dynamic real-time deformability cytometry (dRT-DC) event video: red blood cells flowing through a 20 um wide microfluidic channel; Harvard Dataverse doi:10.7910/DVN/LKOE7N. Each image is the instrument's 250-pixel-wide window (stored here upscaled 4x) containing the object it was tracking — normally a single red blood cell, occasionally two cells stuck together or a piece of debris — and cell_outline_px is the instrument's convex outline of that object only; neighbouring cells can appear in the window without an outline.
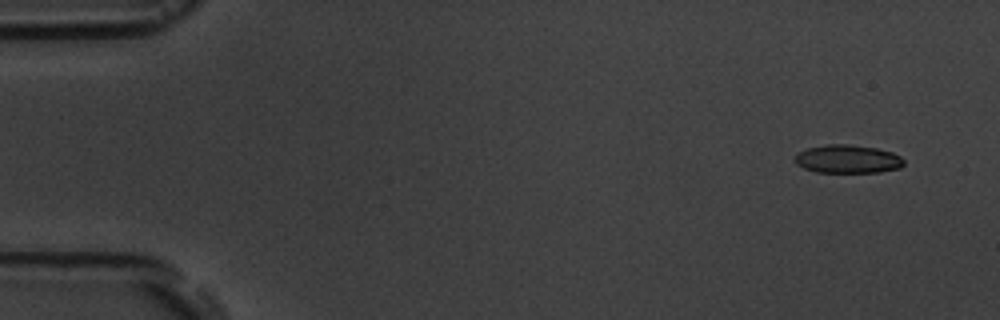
{"species": "common noctule bat (a hibernating species)", "species_latin": "Nyctalus noctula", "temperature_condition": "room temperature", "stored_images_in_passage": 10, "camera_frame_rate_fps": 3000, "um_per_image_px": 0.085, "animal": {"sex": "male", "body_mass_g": 19.5, "forearm_length_mm": 54.6}, "frame": {"image": 1, "passage_image": 1, "time_ms": 0.0, "image_size_px": [1000, 320], "cell_outline_px": [[904, 164], [900, 168], [880, 172], [816, 172], [804, 168], [796, 164], [796, 156], [800, 152], [808, 148], [828, 144], [848, 144], [876, 148], [892, 152], [900, 156], [904, 160]], "centroid_in_image_um": [72.09, 13.52], "position_along_channel_um": 12.9, "area_um2": 17.86}}
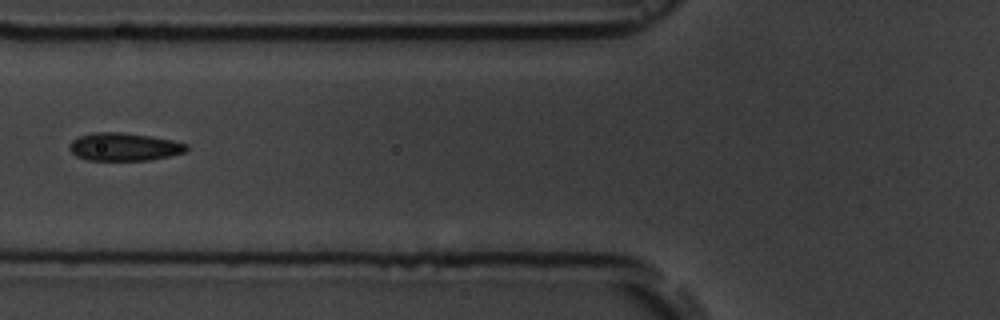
{"frame": {"image": 2, "passage_image": 6, "time_ms": 6.0, "image_size_px": [1000, 320], "cell_outline_px": [[188, 148], [184, 152], [168, 156], [148, 160], [88, 160], [76, 156], [68, 148], [68, 144], [72, 140], [80, 136], [92, 132], [120, 132], [152, 136], [172, 140], [188, 144]], "centroid_in_image_um": [10.52, 12.47], "position_along_channel_um": 115.3, "area_um2": 19.07}}
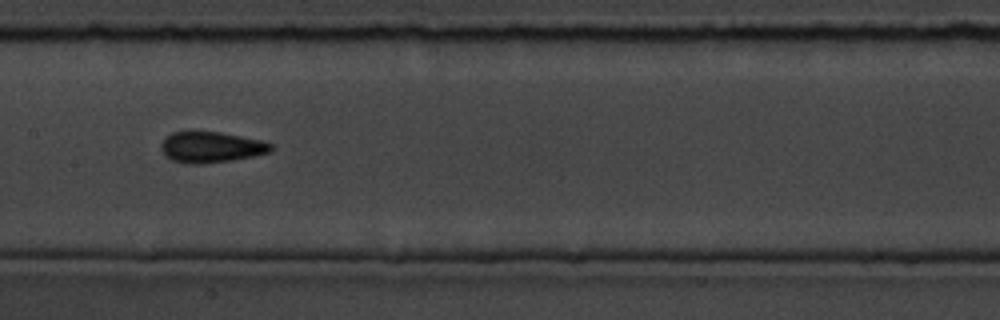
{"frame": {"image": 3, "passage_image": 8, "time_ms": 8.0, "image_size_px": [1000, 320], "cell_outline_px": [[272, 148], [268, 152], [252, 156], [232, 160], [204, 164], [188, 164], [172, 160], [164, 156], [160, 148], [160, 144], [172, 132], [220, 132], [260, 140], [272, 144]], "centroid_in_image_um": [17.9, 12.52], "position_along_channel_um": 189.5, "area_um2": 19.59}}